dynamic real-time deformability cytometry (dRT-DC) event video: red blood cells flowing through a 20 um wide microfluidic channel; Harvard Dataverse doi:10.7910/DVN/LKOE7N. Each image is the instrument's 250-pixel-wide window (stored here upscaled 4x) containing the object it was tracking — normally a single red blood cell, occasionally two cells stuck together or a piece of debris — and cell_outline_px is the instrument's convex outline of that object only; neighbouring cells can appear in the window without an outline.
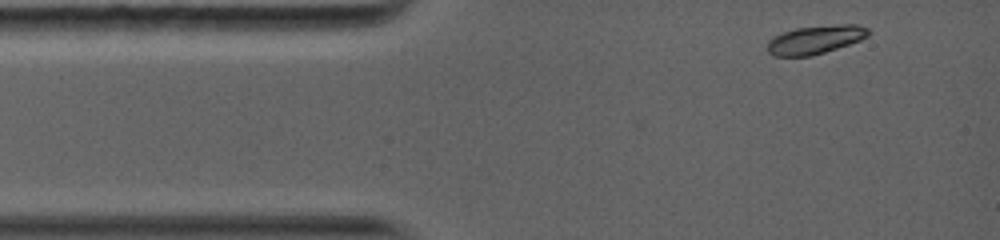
{"species": "common noctule bat (a hibernating species)", "species_latin": "Nyctalus noctula", "temperature_condition": "warm", "stored_images_in_passage": 24, "camera_frame_rate_fps": 5000, "um_per_image_px": 0.085, "animal": {"sex": "female", "body_mass_g": 19.0, "forearm_length_mm": 56.7}, "frame": {"image": 1, "passage_image": 1, "time_ms": 0.0, "image_size_px": [1000, 240], "cell_outline_px": [[872, 32], [868, 36], [860, 40], [812, 56], [772, 56], [768, 52], [768, 40], [772, 36], [796, 28], [836, 24], [856, 24], [868, 28]], "centroid_in_image_um": [69.3, 3.36], "position_along_channel_um": 15.7, "area_um2": 16.82}}
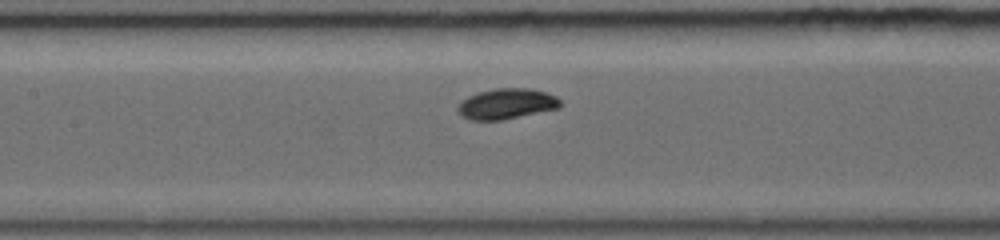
{"frame": {"image": 2, "passage_image": 11, "time_ms": 4.8, "image_size_px": [1000, 240], "cell_outline_px": [[564, 104], [560, 108], [504, 120], [468, 120], [460, 116], [456, 108], [460, 100], [476, 92], [492, 88], [532, 88], [556, 96]], "centroid_in_image_um": [43.03, 8.83], "position_along_channel_um": 164.4, "area_um2": 18.79}}
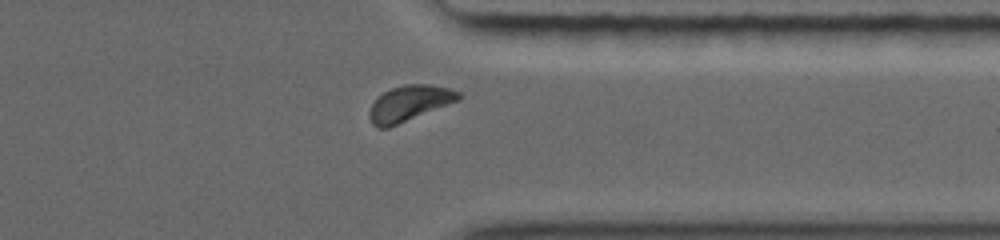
{"frame": {"image": 3, "passage_image": 21, "time_ms": 10.0, "image_size_px": [1000, 240], "cell_outline_px": [[464, 96], [460, 100], [388, 128], [380, 128], [372, 124], [368, 116], [368, 112], [372, 104], [384, 92], [392, 88], [404, 84], [428, 84], [448, 88], [460, 92]], "centroid_in_image_um": [34.82, 8.78], "position_along_channel_um": 376.6, "area_um2": 18.5}, "authors_computed_cell_mechanics": {"area_um2": 17.8602, "velocity_mm_per_s": 4.0956, "shape_relaxation_time_tau1_ms": 1.4715, "shape_relaxation_time_tau2_ms": null, "deformation_change_tau1": 0.1171, "deformation_change_tau2": null}}